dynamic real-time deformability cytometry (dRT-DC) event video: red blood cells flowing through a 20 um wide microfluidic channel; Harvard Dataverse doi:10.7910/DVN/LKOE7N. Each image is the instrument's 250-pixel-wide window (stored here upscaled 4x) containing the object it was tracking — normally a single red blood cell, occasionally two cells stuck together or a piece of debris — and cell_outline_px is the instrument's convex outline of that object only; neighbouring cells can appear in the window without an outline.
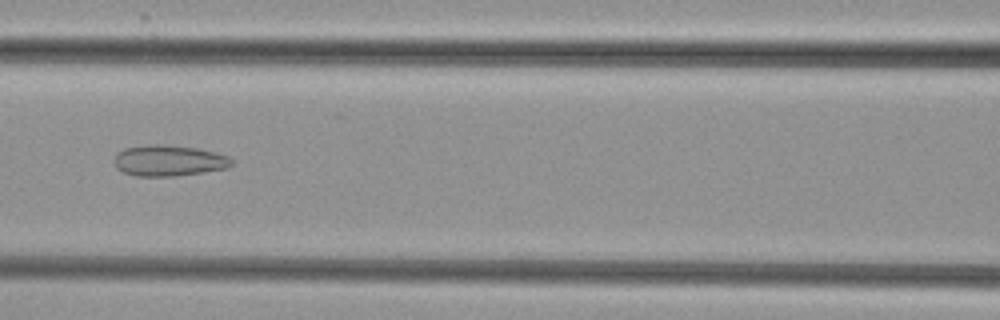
{"species": "common noctule bat (a hibernating species)", "species_latin": "Nyctalus noctula", "temperature_condition": "cold", "stored_images_in_passage": 42, "camera_frame_rate_fps": 3000, "um_per_image_px": 0.085, "animal": {"sex": "female", "body_mass_g": 29.2, "forearm_length_mm": 56.3}, "frame": {"image": 1, "passage_image": 13, "time_ms": 4.0, "image_size_px": [1000, 320], "cell_outline_px": [[232, 164], [228, 168], [204, 172], [176, 176], [136, 176], [124, 172], [116, 168], [112, 160], [116, 152], [124, 148], [148, 144], [164, 144], [196, 148], [228, 156], [232, 160]], "centroid_in_image_um": [14.29, 13.65], "position_along_channel_um": 152.3, "area_um2": 21.39}}
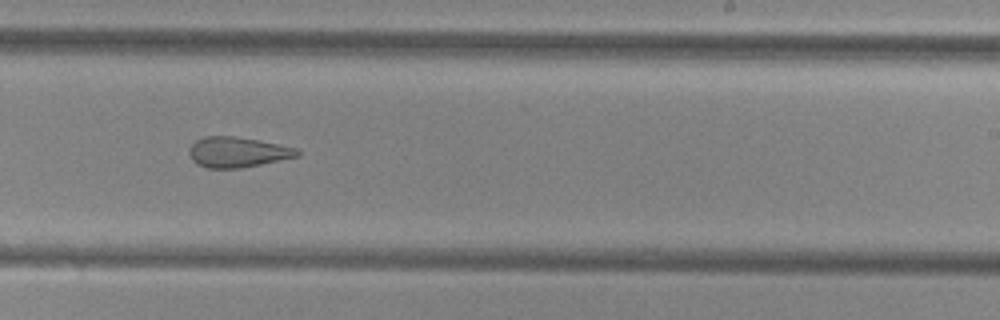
{"frame": {"image": 2, "passage_image": 22, "time_ms": 7.0, "image_size_px": [1000, 320], "cell_outline_px": [[300, 156], [240, 168], [208, 168], [196, 164], [192, 160], [188, 152], [188, 148], [196, 140], [204, 136], [236, 136], [296, 148], [300, 152]], "centroid_in_image_um": [20.14, 12.93], "position_along_channel_um": 268.9, "area_um2": 19.02}}
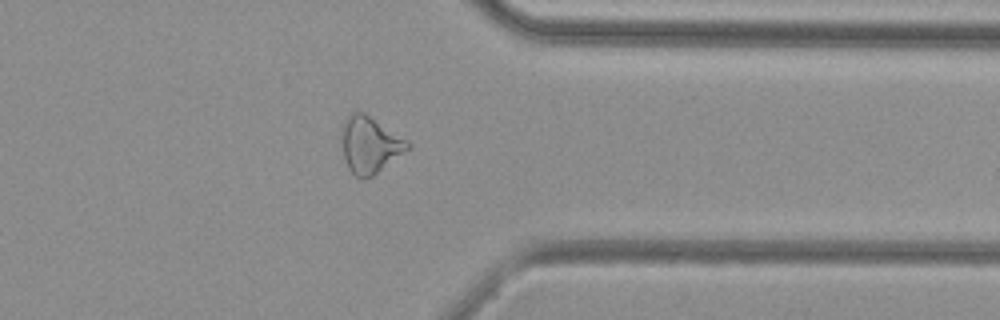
{"frame": {"image": 3, "passage_image": 31, "time_ms": 10.0, "image_size_px": [1000, 320], "cell_outline_px": [[412, 148], [372, 176], [364, 180], [360, 180], [348, 168], [344, 156], [344, 120], [352, 112], [364, 112], [408, 140], [412, 144]], "centroid_in_image_um": [31.51, 12.33], "position_along_channel_um": 379.9, "area_um2": 21.5}}